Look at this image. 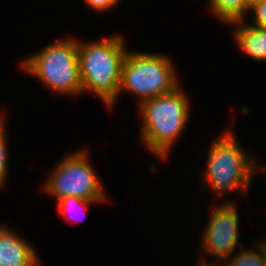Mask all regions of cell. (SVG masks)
<instances>
[{
    "mask_svg": "<svg viewBox=\"0 0 266 266\" xmlns=\"http://www.w3.org/2000/svg\"><path fill=\"white\" fill-rule=\"evenodd\" d=\"M3 118L0 121V189L4 187L8 175V146H7V132L6 123Z\"/></svg>",
    "mask_w": 266,
    "mask_h": 266,
    "instance_id": "4fadbf2b",
    "label": "cell"
},
{
    "mask_svg": "<svg viewBox=\"0 0 266 266\" xmlns=\"http://www.w3.org/2000/svg\"><path fill=\"white\" fill-rule=\"evenodd\" d=\"M175 66L169 56L128 51L122 66L117 100L126 91L143 101L173 92L179 84Z\"/></svg>",
    "mask_w": 266,
    "mask_h": 266,
    "instance_id": "5b68a950",
    "label": "cell"
},
{
    "mask_svg": "<svg viewBox=\"0 0 266 266\" xmlns=\"http://www.w3.org/2000/svg\"><path fill=\"white\" fill-rule=\"evenodd\" d=\"M243 22L231 23L234 26L237 24L233 31L237 47L257 62L266 61V28H258L251 24L244 25Z\"/></svg>",
    "mask_w": 266,
    "mask_h": 266,
    "instance_id": "9c48e42d",
    "label": "cell"
},
{
    "mask_svg": "<svg viewBox=\"0 0 266 266\" xmlns=\"http://www.w3.org/2000/svg\"><path fill=\"white\" fill-rule=\"evenodd\" d=\"M256 245L253 250H246V246H242L238 253L228 257L219 266H266V238L262 242L257 241Z\"/></svg>",
    "mask_w": 266,
    "mask_h": 266,
    "instance_id": "8fae6325",
    "label": "cell"
},
{
    "mask_svg": "<svg viewBox=\"0 0 266 266\" xmlns=\"http://www.w3.org/2000/svg\"><path fill=\"white\" fill-rule=\"evenodd\" d=\"M187 94L179 86L173 92L143 101L140 142L156 158L166 161L171 148L180 138L190 119Z\"/></svg>",
    "mask_w": 266,
    "mask_h": 266,
    "instance_id": "7a4b0ae2",
    "label": "cell"
},
{
    "mask_svg": "<svg viewBox=\"0 0 266 266\" xmlns=\"http://www.w3.org/2000/svg\"><path fill=\"white\" fill-rule=\"evenodd\" d=\"M86 151L83 148L65 155L45 180L42 187L45 192L57 200L75 196L93 202L108 201Z\"/></svg>",
    "mask_w": 266,
    "mask_h": 266,
    "instance_id": "8992f818",
    "label": "cell"
},
{
    "mask_svg": "<svg viewBox=\"0 0 266 266\" xmlns=\"http://www.w3.org/2000/svg\"><path fill=\"white\" fill-rule=\"evenodd\" d=\"M6 226L0 225V266H40L33 245Z\"/></svg>",
    "mask_w": 266,
    "mask_h": 266,
    "instance_id": "ba28073f",
    "label": "cell"
},
{
    "mask_svg": "<svg viewBox=\"0 0 266 266\" xmlns=\"http://www.w3.org/2000/svg\"><path fill=\"white\" fill-rule=\"evenodd\" d=\"M95 203H105V202H93V201H89L86 199H82L80 197L67 196V197H64V198L58 200V206L57 207L59 209L58 212H60V214L65 216V218L67 220H69L71 222H77V220L81 221L80 220L81 217L79 216L80 214H77V216L71 214L72 212H74L73 209L75 210V212L77 210V212L78 211H79V213L82 212L84 215V213L88 209L89 205H91V204L94 205Z\"/></svg>",
    "mask_w": 266,
    "mask_h": 266,
    "instance_id": "7c38bea8",
    "label": "cell"
},
{
    "mask_svg": "<svg viewBox=\"0 0 266 266\" xmlns=\"http://www.w3.org/2000/svg\"><path fill=\"white\" fill-rule=\"evenodd\" d=\"M208 7L211 13L220 21L226 24L244 21L249 8L245 5L244 0H209Z\"/></svg>",
    "mask_w": 266,
    "mask_h": 266,
    "instance_id": "30bf717a",
    "label": "cell"
},
{
    "mask_svg": "<svg viewBox=\"0 0 266 266\" xmlns=\"http://www.w3.org/2000/svg\"><path fill=\"white\" fill-rule=\"evenodd\" d=\"M3 119V114L0 113V121Z\"/></svg>",
    "mask_w": 266,
    "mask_h": 266,
    "instance_id": "e0dca14e",
    "label": "cell"
},
{
    "mask_svg": "<svg viewBox=\"0 0 266 266\" xmlns=\"http://www.w3.org/2000/svg\"><path fill=\"white\" fill-rule=\"evenodd\" d=\"M23 71L40 81L54 93L81 96L83 86L78 61V38L57 39L24 58Z\"/></svg>",
    "mask_w": 266,
    "mask_h": 266,
    "instance_id": "277c9868",
    "label": "cell"
},
{
    "mask_svg": "<svg viewBox=\"0 0 266 266\" xmlns=\"http://www.w3.org/2000/svg\"><path fill=\"white\" fill-rule=\"evenodd\" d=\"M224 203V204H223ZM235 202L226 201L220 205L212 207L209 220L206 222L204 233L202 235L201 251L204 254H210L216 262H208L201 258L197 266H219L243 244L239 241V213ZM220 262V264L218 263Z\"/></svg>",
    "mask_w": 266,
    "mask_h": 266,
    "instance_id": "52a82bcc",
    "label": "cell"
},
{
    "mask_svg": "<svg viewBox=\"0 0 266 266\" xmlns=\"http://www.w3.org/2000/svg\"><path fill=\"white\" fill-rule=\"evenodd\" d=\"M261 0H244L245 5L250 9L254 4L259 3Z\"/></svg>",
    "mask_w": 266,
    "mask_h": 266,
    "instance_id": "2e32d148",
    "label": "cell"
},
{
    "mask_svg": "<svg viewBox=\"0 0 266 266\" xmlns=\"http://www.w3.org/2000/svg\"><path fill=\"white\" fill-rule=\"evenodd\" d=\"M83 2L90 7L91 10L96 12H107L109 10H114L118 6L121 0H83Z\"/></svg>",
    "mask_w": 266,
    "mask_h": 266,
    "instance_id": "9a60e30c",
    "label": "cell"
},
{
    "mask_svg": "<svg viewBox=\"0 0 266 266\" xmlns=\"http://www.w3.org/2000/svg\"><path fill=\"white\" fill-rule=\"evenodd\" d=\"M231 127V128H230ZM233 125L216 138L208 149L204 177L208 187L217 196L226 192L246 191L255 174L262 167L236 140Z\"/></svg>",
    "mask_w": 266,
    "mask_h": 266,
    "instance_id": "3957f363",
    "label": "cell"
},
{
    "mask_svg": "<svg viewBox=\"0 0 266 266\" xmlns=\"http://www.w3.org/2000/svg\"><path fill=\"white\" fill-rule=\"evenodd\" d=\"M249 10L254 13V24L252 26L266 28V0L254 4Z\"/></svg>",
    "mask_w": 266,
    "mask_h": 266,
    "instance_id": "5bb4252c",
    "label": "cell"
},
{
    "mask_svg": "<svg viewBox=\"0 0 266 266\" xmlns=\"http://www.w3.org/2000/svg\"><path fill=\"white\" fill-rule=\"evenodd\" d=\"M124 41L119 34L93 42L78 40L83 94L95 93L108 109L117 104L122 66L128 52Z\"/></svg>",
    "mask_w": 266,
    "mask_h": 266,
    "instance_id": "6da1fadb",
    "label": "cell"
}]
</instances>
